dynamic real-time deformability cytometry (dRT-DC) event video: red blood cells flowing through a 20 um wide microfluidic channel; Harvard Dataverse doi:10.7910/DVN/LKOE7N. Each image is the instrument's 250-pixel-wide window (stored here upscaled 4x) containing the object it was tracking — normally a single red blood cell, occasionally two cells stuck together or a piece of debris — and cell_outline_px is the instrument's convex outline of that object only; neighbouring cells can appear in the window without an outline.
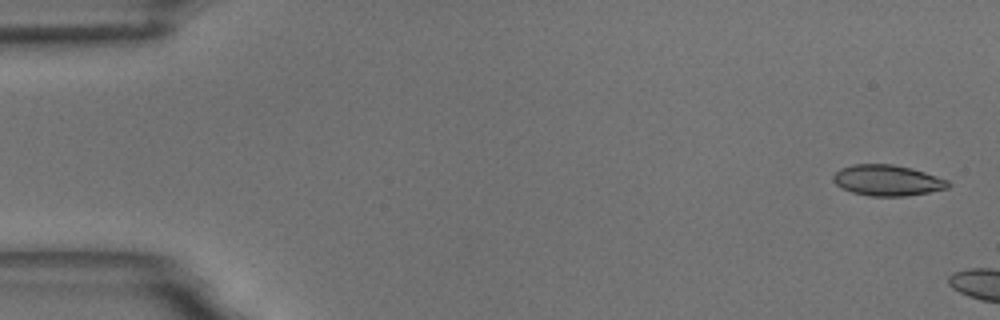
{"species": "common noctule bat (a hibernating species)", "species_latin": "Nyctalus noctula", "temperature_condition": "room temperature", "stored_images_in_passage": 7, "camera_frame_rate_fps": 3000, "um_per_image_px": 0.085, "animal": {"sex": "male", "body_mass_g": 18.8}, "frame": {"image": 1, "passage_image": 2, "time_ms": 0.333, "image_size_px": [1000, 320], "cell_outline_px": [[952, 184], [948, 188], [928, 192], [904, 196], [868, 196], [852, 192], [836, 184], [832, 180], [832, 176], [840, 168], [852, 164], [892, 164], [912, 168], [948, 180]], "centroid_in_image_um": [75.42, 15.32], "position_along_channel_um": 9.6, "area_um2": 20.63}}